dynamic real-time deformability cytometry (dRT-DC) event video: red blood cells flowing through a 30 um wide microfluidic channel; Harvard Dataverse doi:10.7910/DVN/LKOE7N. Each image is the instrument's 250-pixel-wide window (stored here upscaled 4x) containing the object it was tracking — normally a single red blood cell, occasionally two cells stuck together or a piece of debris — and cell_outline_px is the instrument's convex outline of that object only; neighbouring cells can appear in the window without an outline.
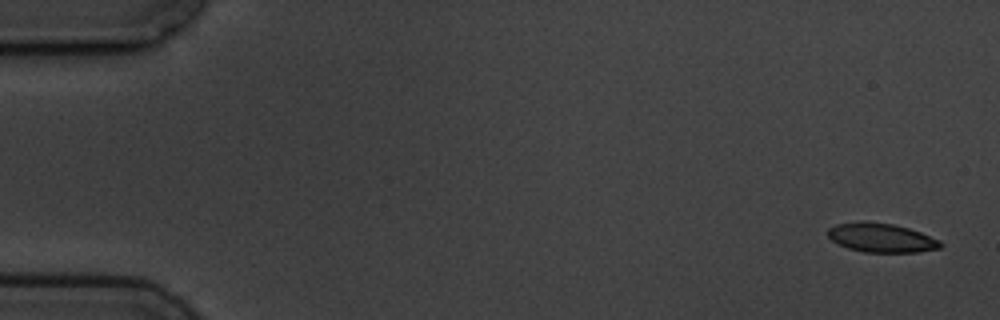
{"species": "common noctule bat (a hibernating species)", "species_latin": "Nyctalus noctula", "temperature_condition": "cold", "stored_images_in_passage": 6, "camera_frame_rate_fps": 3000, "um_per_image_px": 0.085, "animal": {"sex": "male", "body_mass_g": 19.5, "forearm_length_mm": 54.6}, "frame": {"image": 1, "passage_image": 1, "time_ms": 0.0, "image_size_px": [1000, 320], "cell_outline_px": [[944, 244], [940, 248], [916, 252], [864, 252], [848, 248], [832, 240], [828, 236], [828, 228], [836, 224], [860, 220], [864, 220], [892, 224], [908, 228], [920, 232], [940, 240]], "centroid_in_image_um": [74.91, 20.19], "position_along_channel_um": 10.1, "area_um2": 19.13}}